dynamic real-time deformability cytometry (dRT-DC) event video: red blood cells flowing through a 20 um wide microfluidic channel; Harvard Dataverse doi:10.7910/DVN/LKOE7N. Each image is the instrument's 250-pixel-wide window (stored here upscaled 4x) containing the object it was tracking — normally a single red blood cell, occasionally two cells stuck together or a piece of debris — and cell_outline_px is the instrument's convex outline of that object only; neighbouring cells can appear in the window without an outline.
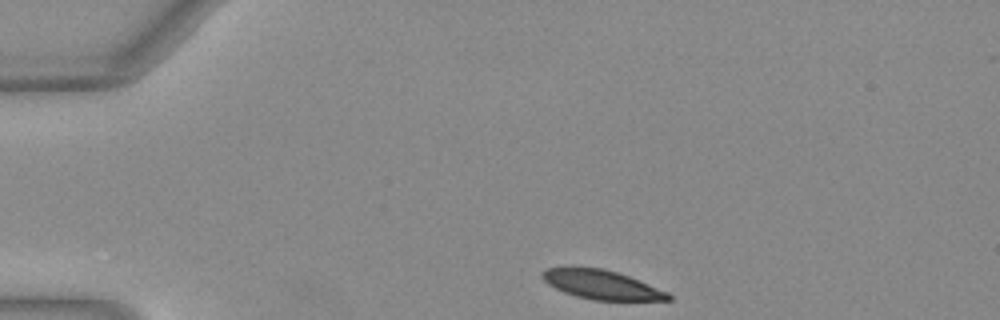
{"species": "Egyptian fruit bat (a non-hibernating species)", "species_latin": "Rousettus aegyptiacus", "temperature_condition": "warm", "stored_images_in_passage": 35, "camera_frame_rate_fps": 3000, "um_per_image_px": 0.085, "animal": {"sex": "female"}, "frame": {"image": 1, "passage_image": 1, "time_ms": 0.0, "image_size_px": [1000, 320], "cell_outline_px": [[672, 300], [592, 300], [576, 296], [564, 292], [548, 284], [544, 280], [540, 272], [548, 268], [572, 264], [604, 268], [628, 276], [668, 292], [672, 296]], "centroid_in_image_um": [51.06, 24.15], "position_along_channel_um": 33.9, "area_um2": 21.79}}
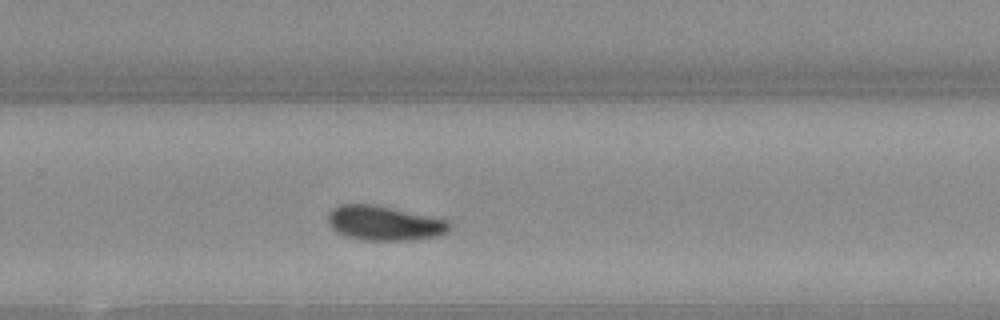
{"frame": {"image": 2, "passage_image": 25, "time_ms": 8.0, "image_size_px": [1000, 320], "cell_outline_px": [[452, 224], [448, 232], [436, 236], [412, 240], [360, 240], [344, 236], [336, 232], [328, 224], [328, 212], [332, 208], [340, 204], [372, 204], [448, 220]], "centroid_in_image_um": [32.62, 18.97], "position_along_channel_um": 297.2, "area_um2": 24.57}}
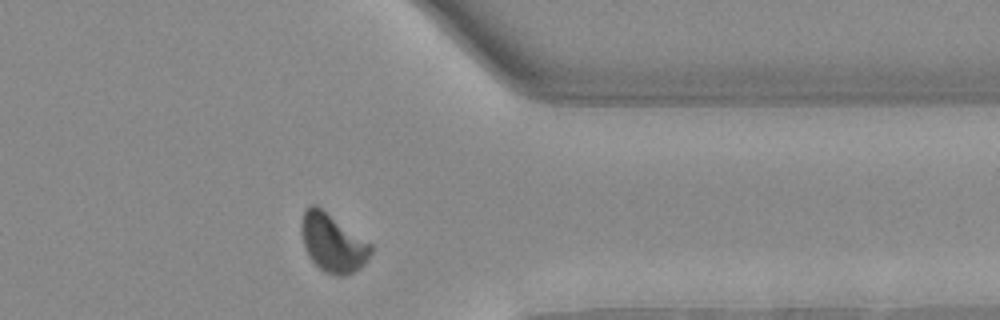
{"frame": {"image": 3, "passage_image": 32, "time_ms": 10.333, "image_size_px": [1000, 320], "cell_outline_px": [[372, 252], [364, 264], [360, 268], [344, 276], [336, 276], [324, 272], [308, 256], [304, 248], [300, 232], [300, 224], [304, 212], [312, 204], [316, 204], [372, 244]], "centroid_in_image_um": [28.27, 20.65], "position_along_channel_um": 383.1, "area_um2": 23.64}, "authors_computed_cell_mechanics": {"area_um2": 23.987, "velocity_mm_per_s": 4.0204, "shape_relaxation_time_tau1_ms": 8.5274, "shape_relaxation_time_tau2_ms": null, "deformation_change_tau1": 0.2103, "deformation_change_tau2": null}}